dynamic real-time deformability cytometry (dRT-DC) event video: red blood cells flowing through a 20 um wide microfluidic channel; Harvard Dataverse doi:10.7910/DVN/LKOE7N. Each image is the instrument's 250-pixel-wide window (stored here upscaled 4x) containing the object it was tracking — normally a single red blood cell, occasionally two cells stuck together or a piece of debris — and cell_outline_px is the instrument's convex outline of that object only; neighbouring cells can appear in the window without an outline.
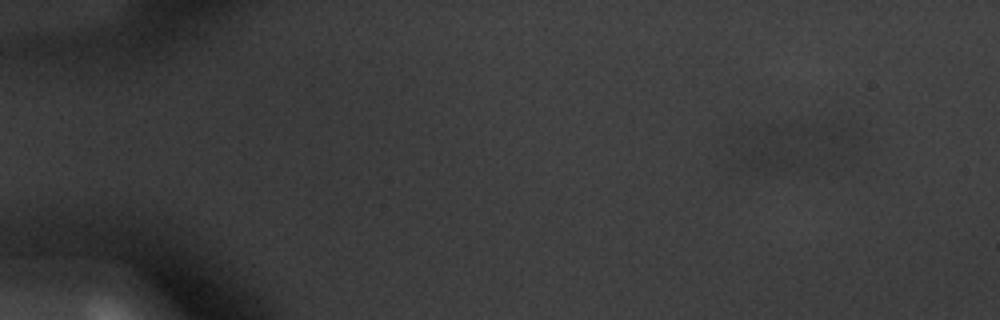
{"species": "common noctule bat (a hibernating species)", "species_latin": "Nyctalus noctula", "temperature_condition": "warm", "stored_images_in_passage": 18, "segment_of_instrument_passage": [1, 2], "camera_frame_rate_fps": 3000, "um_per_image_px": 0.085, "animal": {"sex": "male", "body_mass_g": 20.1, "forearm_length_mm": 53.5}, "frame": {"image": 1, "passage_image": 8, "time_ms": 2.333, "image_size_px": [1000, 320], "cell_outline_px": [[796, 164], [784, 168], [764, 172], [748, 168], [744, 164], [744, 156], [756, 128], [764, 124], [788, 124]], "centroid_in_image_um": [65.47, 12.64], "position_along_channel_um": 19.5, "area_um2": 13.99}}